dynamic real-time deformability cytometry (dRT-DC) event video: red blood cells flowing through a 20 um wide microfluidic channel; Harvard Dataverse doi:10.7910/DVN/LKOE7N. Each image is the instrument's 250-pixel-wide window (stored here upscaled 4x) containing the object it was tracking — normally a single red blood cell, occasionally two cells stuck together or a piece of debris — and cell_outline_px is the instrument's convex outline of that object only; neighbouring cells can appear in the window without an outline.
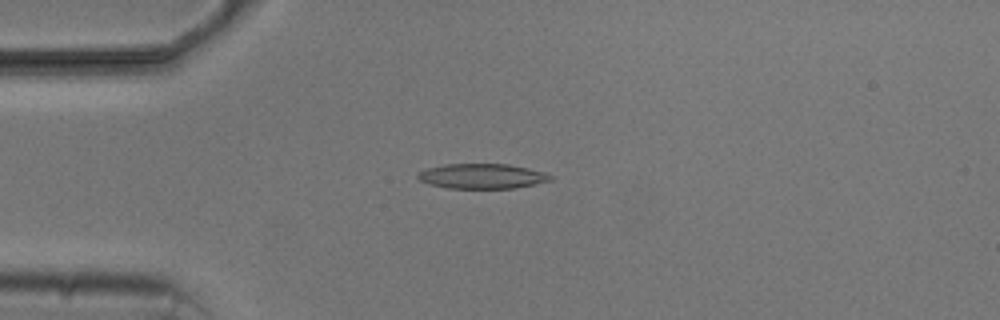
{"species": "common noctule bat (a hibernating species)", "species_latin": "Nyctalus noctula", "temperature_condition": "cold", "stored_images_in_passage": 4, "camera_frame_rate_fps": 3000, "um_per_image_px": 0.085, "animal": {"sex": "male", "body_mass_g": 20.5, "forearm_length_mm": 52.5}, "frame": {"image": 1, "passage_image": 4, "time_ms": 3.667, "image_size_px": [1000, 320], "cell_outline_px": [[556, 176], [552, 180], [516, 188], [448, 188], [428, 184], [420, 180], [416, 176], [420, 172], [428, 168], [444, 164], [508, 164], [528, 168], [544, 172]], "centroid_in_image_um": [41.01, 14.97], "position_along_channel_um": 44.0, "area_um2": 19.31}}